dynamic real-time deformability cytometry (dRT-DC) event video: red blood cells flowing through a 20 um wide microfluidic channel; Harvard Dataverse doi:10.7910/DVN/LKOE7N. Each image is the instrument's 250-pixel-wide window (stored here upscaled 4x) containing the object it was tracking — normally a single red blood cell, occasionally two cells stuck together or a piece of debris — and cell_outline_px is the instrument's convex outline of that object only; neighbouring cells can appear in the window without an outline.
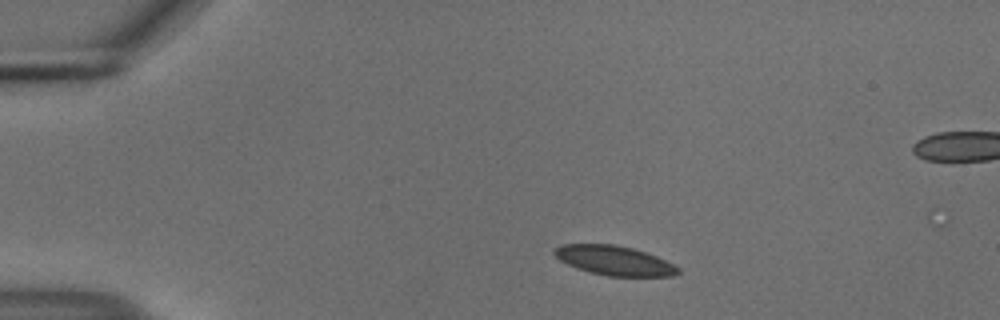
{"species": "common noctule bat (a hibernating species)", "species_latin": "Nyctalus noctula", "temperature_condition": "cold", "stored_images_in_passage": 3, "camera_frame_rate_fps": 3000, "um_per_image_px": 0.085, "animal": {"sex": "male", "body_mass_g": 18.8}, "frame": {"image": 1, "passage_image": 1, "time_ms": 0.0, "image_size_px": [1000, 320], "cell_outline_px": [[680, 272], [672, 276], [608, 276], [588, 272], [576, 268], [560, 260], [552, 252], [552, 248], [560, 244], [616, 244], [632, 248], [656, 256], [680, 268]], "centroid_in_image_um": [52.16, 22.14], "position_along_channel_um": 32.8, "area_um2": 21.27}}